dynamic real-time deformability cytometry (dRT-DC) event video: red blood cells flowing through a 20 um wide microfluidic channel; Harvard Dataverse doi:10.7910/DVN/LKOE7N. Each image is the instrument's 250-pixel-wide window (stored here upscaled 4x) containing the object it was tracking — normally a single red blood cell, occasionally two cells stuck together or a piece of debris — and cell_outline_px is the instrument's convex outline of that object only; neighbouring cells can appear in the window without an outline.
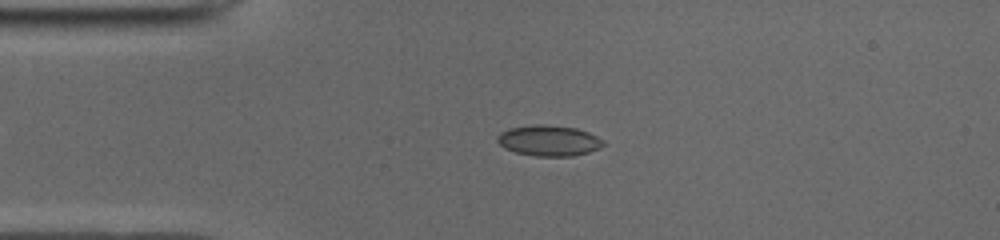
{"species": "common noctule bat (a hibernating species)", "species_latin": "Nyctalus noctula", "temperature_condition": "cold", "stored_images_in_passage": 49, "camera_frame_rate_fps": 3000, "um_per_image_px": 0.085, "animal": {"sex": "male", "body_mass_g": 19.0, "forearm_length_mm": 50.8}, "frame": {"image": 1, "passage_image": 10, "time_ms": 3.0, "image_size_px": [1000, 240], "cell_outline_px": [[604, 144], [600, 148], [588, 152], [572, 156], [536, 156], [516, 152], [504, 148], [496, 140], [496, 136], [500, 132], [508, 128], [536, 124], [544, 124], [576, 128], [588, 132], [604, 140]], "centroid_in_image_um": [46.63, 11.94], "position_along_channel_um": 38.4, "area_um2": 19.02}}
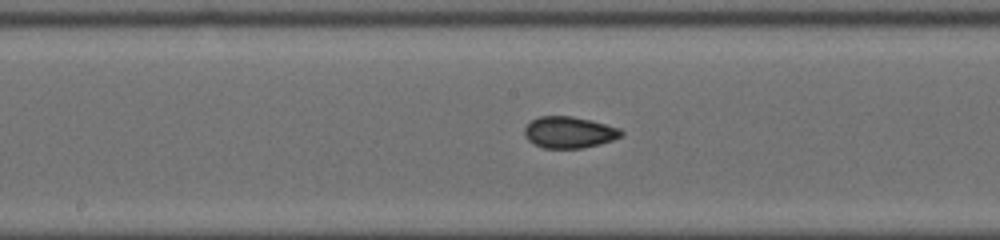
{"frame": {"image": 2, "passage_image": 24, "time_ms": 7.667, "image_size_px": [1000, 240], "cell_outline_px": [[624, 136], [600, 144], [580, 148], [544, 148], [532, 144], [524, 136], [524, 128], [532, 120], [540, 116], [572, 116], [592, 120], [620, 128], [624, 132]], "centroid_in_image_um": [48.39, 11.25], "position_along_channel_um": 199.8, "area_um2": 17.92}}
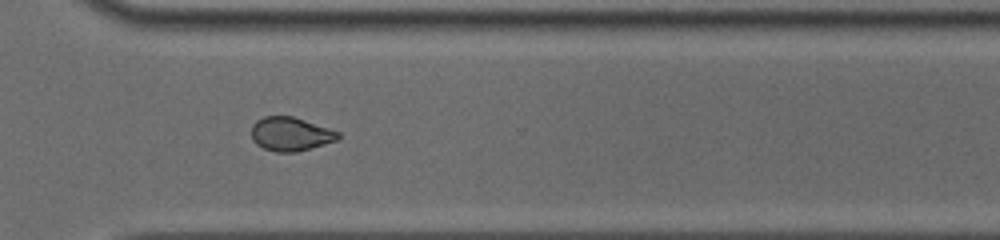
{"frame": {"image": 3, "passage_image": 35, "time_ms": 11.333, "image_size_px": [1000, 240], "cell_outline_px": [[340, 136], [336, 140], [324, 144], [296, 152], [276, 152], [264, 148], [256, 144], [252, 140], [252, 124], [256, 120], [264, 116], [292, 116], [340, 132]], "centroid_in_image_um": [24.67, 11.39], "position_along_channel_um": 345.9, "area_um2": 16.94}, "authors_computed_cell_mechanics": {"area_um2": 17.8602, "velocity_mm_per_s": 3.971, "shape_relaxation_time_tau1_ms": null, "shape_relaxation_time_tau2_ms": 1.8283, "deformation_change_tau1": null, "deformation_change_tau2": 0.0601}}